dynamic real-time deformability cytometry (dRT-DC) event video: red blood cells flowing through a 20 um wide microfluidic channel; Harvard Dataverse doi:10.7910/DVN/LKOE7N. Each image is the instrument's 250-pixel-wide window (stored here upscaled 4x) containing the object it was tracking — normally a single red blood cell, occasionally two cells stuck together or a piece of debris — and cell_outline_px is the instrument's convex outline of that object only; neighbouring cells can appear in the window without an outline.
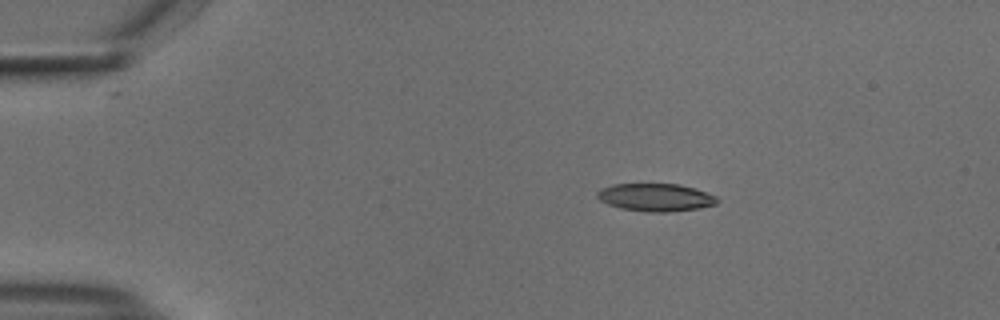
{"species": "common noctule bat (a hibernating species)", "species_latin": "Nyctalus noctula", "temperature_condition": "cold", "stored_images_in_passage": 45, "camera_frame_rate_fps": 3000, "um_per_image_px": 0.085, "animal": {"sex": "male", "body_mass_g": 18.8}, "frame": {"image": 1, "passage_image": 1, "time_ms": 0.0, "image_size_px": [1000, 320], "cell_outline_px": [[720, 200], [716, 204], [700, 208], [664, 212], [648, 212], [620, 208], [608, 204], [600, 200], [596, 196], [596, 192], [600, 188], [612, 184], [680, 184], [696, 188], [716, 196]], "centroid_in_image_um": [55.72, 16.77], "position_along_channel_um": 29.3, "area_um2": 19.54}}
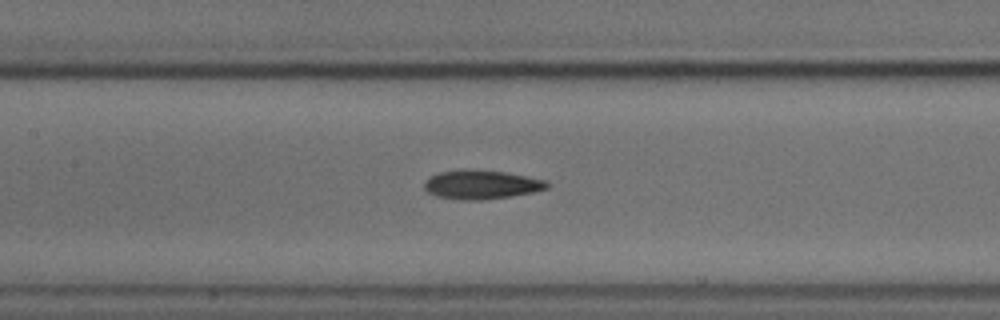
{"frame": {"image": 2, "passage_image": 17, "time_ms": 5.333, "image_size_px": [1000, 320], "cell_outline_px": [[548, 188], [532, 192], [508, 196], [480, 200], [464, 200], [436, 196], [428, 192], [424, 188], [424, 180], [428, 176], [440, 172], [460, 168], [464, 168], [504, 172], [548, 180]], "centroid_in_image_um": [40.86, 15.67], "position_along_channel_um": 166.5, "area_um2": 20.81}}
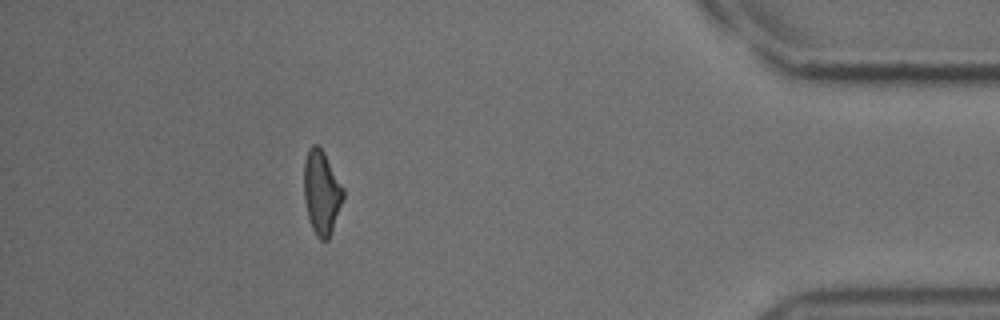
{"frame": {"image": 3, "passage_image": 40, "time_ms": 13.0, "image_size_px": [1000, 320], "cell_outline_px": [[344, 196], [328, 240], [320, 240], [316, 236], [312, 228], [308, 216], [304, 200], [304, 160], [308, 148], [312, 144], [316, 144], [324, 152], [344, 188]], "centroid_in_image_um": [27.32, 16.33], "position_along_channel_um": 407.9, "area_um2": 19.13}, "authors_computed_cell_mechanics": {"area_um2": 19.941, "velocity_mm_per_s": 3.7526, "shape_relaxation_time_tau1_ms": 5.8453, "shape_relaxation_time_tau2_ms": 2.5512, "deformation_change_tau1": 0.1825, "deformation_change_tau2": 0.1091}}